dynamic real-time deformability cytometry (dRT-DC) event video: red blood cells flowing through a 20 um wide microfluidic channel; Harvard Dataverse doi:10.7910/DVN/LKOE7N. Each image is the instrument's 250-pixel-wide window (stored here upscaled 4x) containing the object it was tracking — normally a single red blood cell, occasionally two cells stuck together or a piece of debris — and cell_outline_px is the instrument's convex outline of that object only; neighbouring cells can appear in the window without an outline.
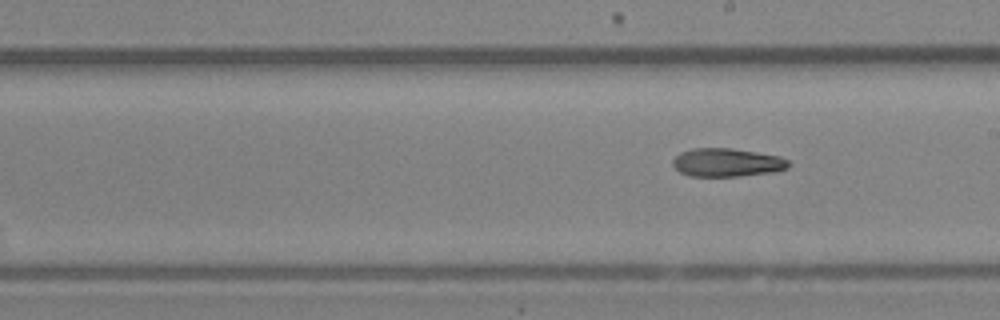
{"species": "Egyptian fruit bat (a non-hibernating species)", "species_latin": "Rousettus aegyptiacus", "temperature_condition": "room temperature", "stored_images_in_passage": 10, "camera_frame_rate_fps": 3000, "um_per_image_px": 0.085, "animal": {"sex": "female"}, "frame": {"image": 1, "passage_image": 10, "time_ms": 10.333, "image_size_px": [1000, 320], "cell_outline_px": [[792, 164], [788, 168], [776, 172], [740, 176], [688, 176], [680, 172], [672, 164], [672, 160], [680, 152], [692, 148], [732, 148], [780, 156], [788, 160]], "centroid_in_image_um": [61.82, 13.81], "position_along_channel_um": 227.2, "area_um2": 19.36}}